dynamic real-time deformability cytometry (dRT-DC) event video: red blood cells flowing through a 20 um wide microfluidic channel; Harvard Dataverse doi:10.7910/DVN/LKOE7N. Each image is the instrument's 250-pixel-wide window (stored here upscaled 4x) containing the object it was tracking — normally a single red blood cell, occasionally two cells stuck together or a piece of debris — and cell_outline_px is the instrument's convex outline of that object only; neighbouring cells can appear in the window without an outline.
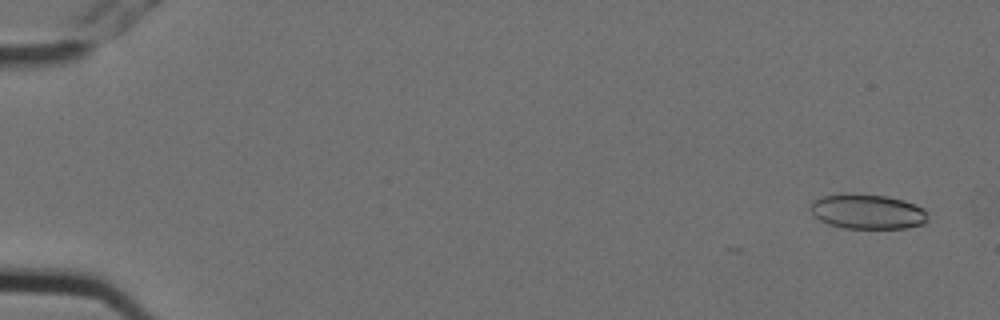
{"species": "Egyptian fruit bat (a non-hibernating species)", "species_latin": "Rousettus aegyptiacus", "temperature_condition": "cold", "stored_images_in_passage": 7, "camera_frame_rate_fps": 3000, "um_per_image_px": 0.085, "animal": {"sex": "female"}, "frame": {"image": 1, "passage_image": 1, "time_ms": 0.0, "image_size_px": [1000, 320], "cell_outline_px": [[928, 220], [924, 224], [904, 228], [844, 228], [828, 224], [820, 220], [808, 208], [812, 200], [820, 196], [844, 192], [848, 192], [888, 196], [904, 200], [916, 204], [924, 208], [928, 212]], "centroid_in_image_um": [73.73, 17.96], "position_along_channel_um": 11.3, "area_um2": 24.45}}
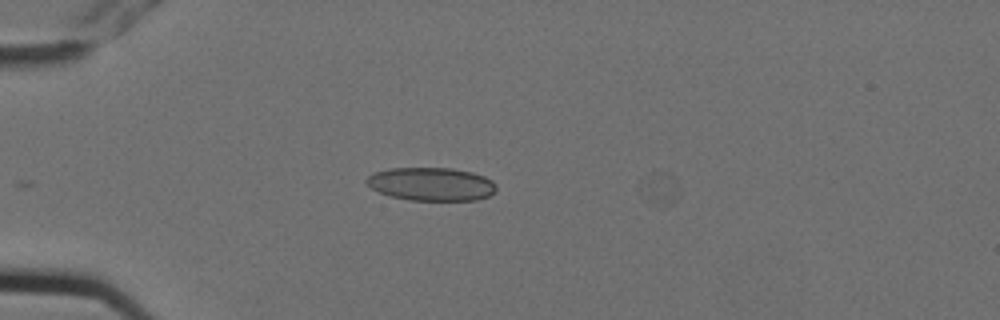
{"frame": {"image": 2, "passage_image": 5, "time_ms": 1.333, "image_size_px": [1000, 320], "cell_outline_px": [[496, 192], [488, 196], [476, 200], [412, 200], [392, 196], [380, 192], [372, 188], [364, 180], [372, 172], [388, 168], [452, 168], [472, 172], [484, 176], [492, 180], [496, 184]], "centroid_in_image_um": [36.67, 15.63], "position_along_channel_um": 48.3, "area_um2": 25.2}}
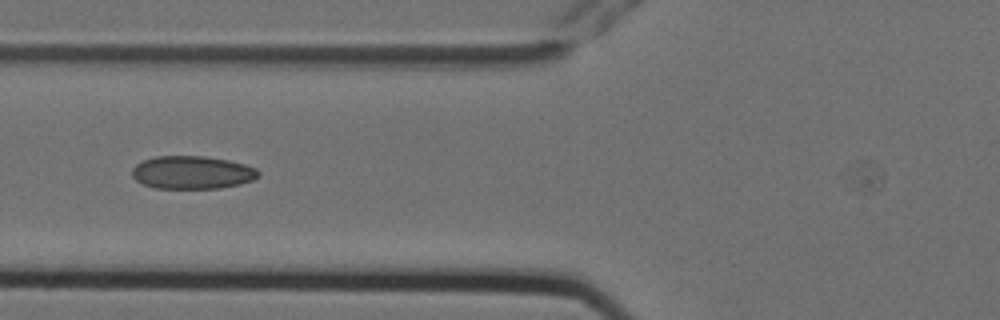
{"frame": {"image": 3, "passage_image": 7, "time_ms": 2.0, "image_size_px": [1000, 320], "cell_outline_px": [[260, 176], [252, 180], [240, 184], [220, 188], [156, 188], [144, 184], [136, 180], [132, 176], [132, 168], [136, 164], [144, 160], [156, 156], [204, 156], [228, 160], [244, 164], [256, 168], [260, 172]], "centroid_in_image_um": [16.35, 14.65], "position_along_channel_um": 109.5, "area_um2": 24.28}}